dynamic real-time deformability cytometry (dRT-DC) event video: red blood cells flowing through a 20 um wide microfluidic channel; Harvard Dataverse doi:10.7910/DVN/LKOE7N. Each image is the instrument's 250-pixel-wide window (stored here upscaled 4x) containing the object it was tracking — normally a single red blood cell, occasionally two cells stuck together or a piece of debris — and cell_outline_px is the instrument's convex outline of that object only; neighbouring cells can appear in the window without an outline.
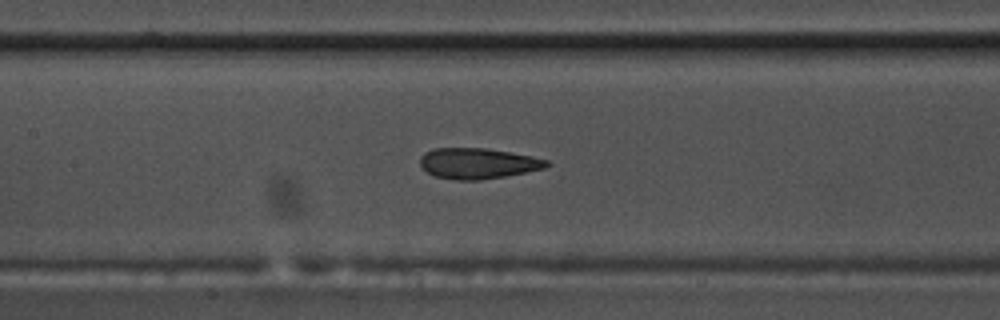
{"species": "common noctule bat (a hibernating species)", "species_latin": "Nyctalus noctula", "temperature_condition": "warm", "stored_images_in_passage": 56, "camera_frame_rate_fps": 3000, "um_per_image_px": 0.085, "animal": {"sex": "male", "body_mass_g": 17.5, "forearm_length_mm": 52.3}, "frame": {"image": 1, "passage_image": 26, "time_ms": 8.333, "image_size_px": [1000, 320], "cell_outline_px": [[552, 164], [544, 168], [504, 176], [480, 180], [456, 180], [436, 176], [428, 172], [420, 164], [420, 156], [424, 152], [432, 148], [484, 148], [532, 156], [548, 160]], "centroid_in_image_um": [40.6, 13.88], "position_along_channel_um": 166.8, "area_um2": 22.48}}
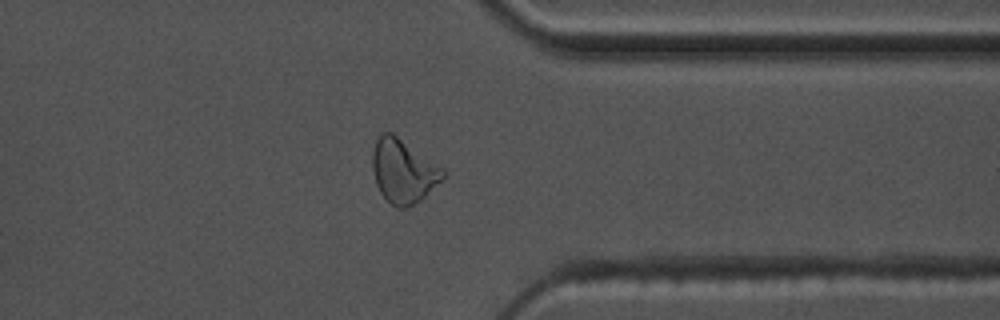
{"frame": {"image": 2, "passage_image": 44, "time_ms": 14.333, "image_size_px": [1000, 320], "cell_outline_px": [[444, 176], [420, 200], [408, 208], [396, 208], [380, 192], [376, 184], [372, 168], [372, 156], [376, 140], [380, 132], [392, 132], [440, 168], [444, 172]], "centroid_in_image_um": [34.2, 14.55], "position_along_channel_um": 377.2, "area_um2": 25.37}}
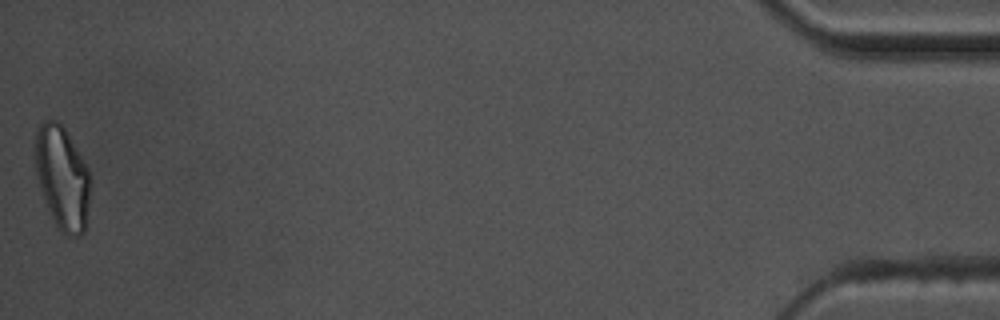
{"frame": {"image": 3, "passage_image": 56, "time_ms": 18.333, "image_size_px": [1000, 320], "cell_outline_px": [[88, 204], [84, 232], [80, 236], [68, 236], [60, 232], [52, 216], [44, 196], [36, 172], [36, 132], [40, 124], [44, 120], [56, 120], [64, 128], [88, 168]], "centroid_in_image_um": [5.29, 15.11], "position_along_channel_um": 429.9, "area_um2": 32.08}, "authors_computed_cell_mechanics": {"area_um2": 23.5535, "velocity_mm_per_s": 3.593, "shape_relaxation_time_tau1_ms": 8.7154, "shape_relaxation_time_tau2_ms": 1.933, "deformation_change_tau1": 0.2157, "deformation_change_tau2": 0.09}}